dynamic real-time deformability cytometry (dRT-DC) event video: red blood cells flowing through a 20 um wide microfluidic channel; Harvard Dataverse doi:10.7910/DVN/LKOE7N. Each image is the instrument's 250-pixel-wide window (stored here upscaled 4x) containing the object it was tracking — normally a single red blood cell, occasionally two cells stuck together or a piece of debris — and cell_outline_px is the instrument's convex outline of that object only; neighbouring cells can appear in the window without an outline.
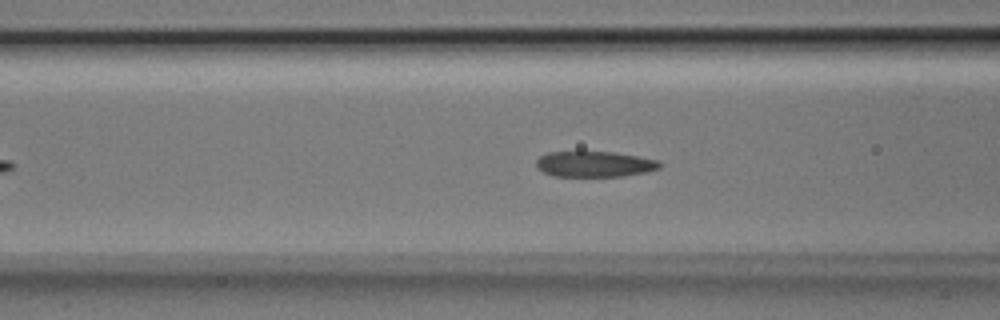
{"species": "Egyptian fruit bat (a non-hibernating species)", "species_latin": "Rousettus aegyptiacus", "temperature_condition": "room temperature", "stored_images_in_passage": 32, "camera_frame_rate_fps": 3000, "um_per_image_px": 0.085, "animal": {"sex": "male"}, "frame": {"image": 1, "passage_image": 8, "time_ms": 2.333, "image_size_px": [1000, 320], "cell_outline_px": [[660, 168], [648, 172], [624, 176], [552, 176], [536, 168], [536, 160], [540, 156], [548, 152], [616, 152], [660, 160]], "centroid_in_image_um": [50.55, 13.95], "position_along_channel_um": 116.0, "area_um2": 18.61}}
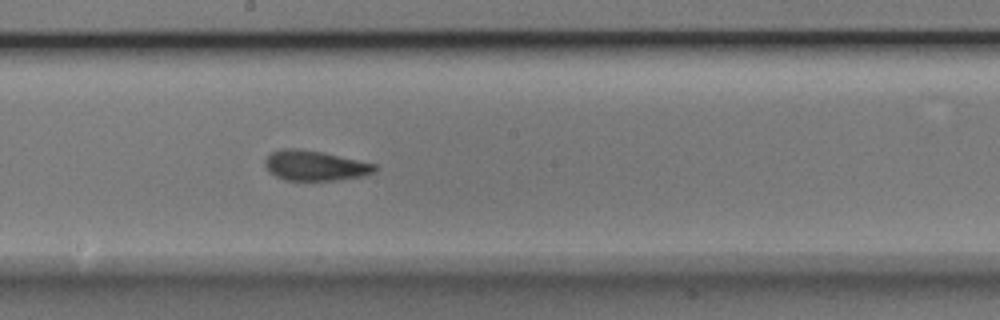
{"frame": {"image": 2, "passage_image": 16, "time_ms": 5.0, "image_size_px": [1000, 320], "cell_outline_px": [[376, 168], [372, 172], [360, 176], [336, 180], [284, 180], [268, 172], [264, 164], [264, 160], [272, 152], [280, 148], [300, 148], [324, 152], [376, 164]], "centroid_in_image_um": [26.71, 14.06], "position_along_channel_um": 221.5, "area_um2": 19.25}}
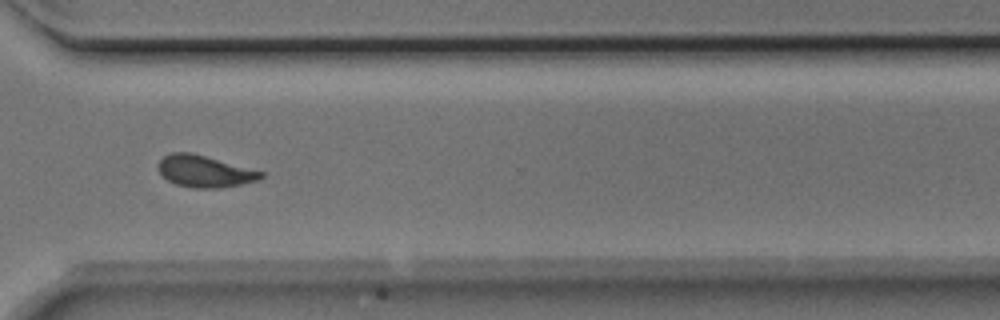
{"frame": {"image": 3, "passage_image": 26, "time_ms": 8.333, "image_size_px": [1000, 320], "cell_outline_px": [[264, 176], [256, 180], [240, 184], [220, 188], [192, 188], [176, 184], [168, 180], [156, 168], [156, 164], [164, 156], [172, 152], [192, 152], [264, 172]], "centroid_in_image_um": [17.35, 14.55], "position_along_channel_um": 353.2, "area_um2": 18.96}, "authors_computed_cell_mechanics": {"area_um2": 18.9584, "velocity_mm_per_s": 3.959, "shape_relaxation_time_tau1_ms": 3.7736, "shape_relaxation_time_tau2_ms": 1.9393, "deformation_change_tau1": 0.1405, "deformation_change_tau2": 0.0879}}